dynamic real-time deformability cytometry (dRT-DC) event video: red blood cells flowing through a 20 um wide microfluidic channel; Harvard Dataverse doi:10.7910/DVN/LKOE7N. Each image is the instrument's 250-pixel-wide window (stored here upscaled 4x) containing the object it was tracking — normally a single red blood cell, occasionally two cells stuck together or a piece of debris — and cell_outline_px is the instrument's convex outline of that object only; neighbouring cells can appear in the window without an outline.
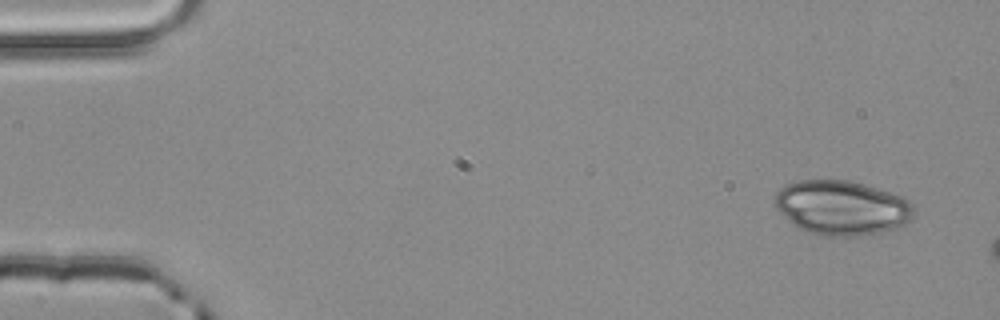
{"species": "common noctule bat (a hibernating species)", "species_latin": "Nyctalus noctula", "temperature_condition": "room temperature", "stored_images_in_passage": 3, "camera_frame_rate_fps": 3000, "um_per_image_px": 0.085, "animal": {"sex": "male", "body_mass_g": 20.4}, "frame": {"image": 1, "passage_image": 1, "time_ms": 0.0, "image_size_px": [1000, 320], "cell_outline_px": [[916, 212], [912, 220], [896, 228], [884, 232], [856, 236], [820, 236], [808, 232], [800, 228], [780, 212], [776, 208], [776, 192], [780, 188], [788, 184], [800, 180], [848, 180], [864, 184], [904, 196], [916, 208]], "centroid_in_image_um": [71.63, 17.66], "position_along_channel_um": 13.4, "area_um2": 44.33}}